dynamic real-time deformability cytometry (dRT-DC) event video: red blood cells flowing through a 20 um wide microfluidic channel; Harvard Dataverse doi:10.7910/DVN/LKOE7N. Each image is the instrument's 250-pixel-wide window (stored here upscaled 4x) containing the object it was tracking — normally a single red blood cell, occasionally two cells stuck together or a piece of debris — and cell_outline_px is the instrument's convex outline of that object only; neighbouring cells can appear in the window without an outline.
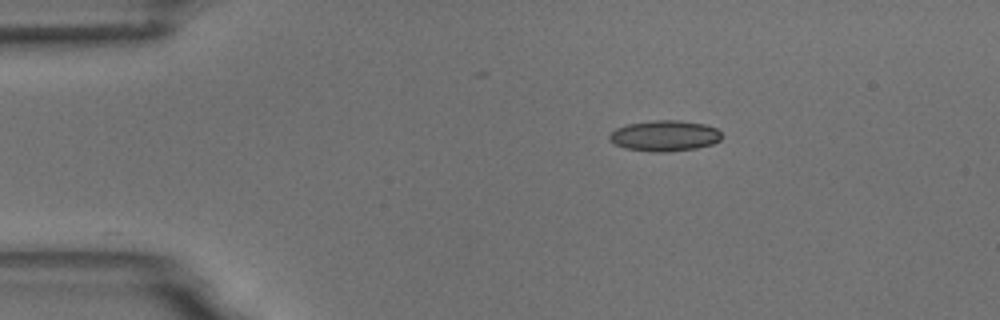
{"species": "common noctule bat (a hibernating species)", "species_latin": "Nyctalus noctula", "temperature_condition": "room temperature", "stored_images_in_passage": 2, "camera_frame_rate_fps": 3000, "um_per_image_px": 0.085, "animal": {"sex": "male", "body_mass_g": 18.8}, "frame": {"image": 1, "passage_image": 2, "time_ms": 1.0, "image_size_px": [1000, 320], "cell_outline_px": [[720, 140], [712, 144], [696, 148], [664, 152], [656, 152], [624, 148], [608, 140], [608, 136], [616, 128], [628, 124], [652, 120], [680, 120], [704, 124], [716, 128], [720, 132]], "centroid_in_image_um": [56.47, 11.53], "position_along_channel_um": 28.5, "area_um2": 20.06}}